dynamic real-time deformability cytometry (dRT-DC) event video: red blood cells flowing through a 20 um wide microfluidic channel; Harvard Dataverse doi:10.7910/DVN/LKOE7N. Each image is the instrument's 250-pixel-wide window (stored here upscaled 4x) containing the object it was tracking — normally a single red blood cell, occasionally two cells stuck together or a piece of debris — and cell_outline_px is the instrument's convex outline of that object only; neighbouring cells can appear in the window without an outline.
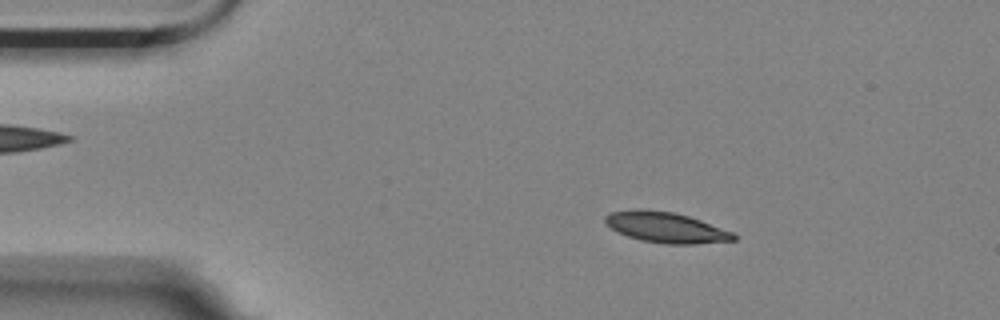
{"species": "Egyptian fruit bat (a non-hibernating species)", "species_latin": "Rousettus aegyptiacus", "temperature_condition": "room temperature", "stored_images_in_passage": 4, "camera_frame_rate_fps": 3000, "um_per_image_px": 0.085, "animal": {"sex": "female"}, "frame": {"image": 1, "passage_image": 2, "time_ms": 0.333, "image_size_px": [1000, 320], "cell_outline_px": [[736, 240], [696, 244], [664, 244], [640, 240], [628, 236], [612, 228], [604, 220], [604, 216], [612, 212], [640, 208], [676, 212], [700, 220], [732, 232], [736, 236]], "centroid_in_image_um": [56.61, 19.32], "position_along_channel_um": 28.4, "area_um2": 22.77}}
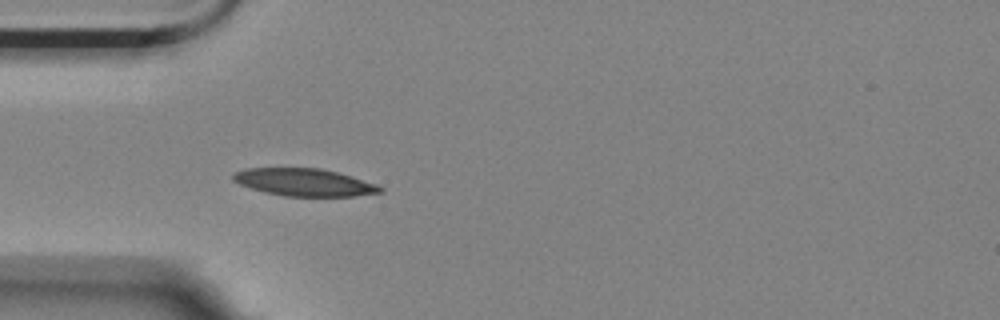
{"frame": {"image": 2, "passage_image": 4, "time_ms": 1.0, "image_size_px": [1000, 320], "cell_outline_px": [[384, 188], [380, 192], [352, 196], [284, 196], [264, 192], [240, 184], [232, 180], [232, 176], [236, 172], [244, 168], [320, 168], [336, 172], [376, 184]], "centroid_in_image_um": [25.82, 15.49], "position_along_channel_um": 59.2, "area_um2": 23.24}}